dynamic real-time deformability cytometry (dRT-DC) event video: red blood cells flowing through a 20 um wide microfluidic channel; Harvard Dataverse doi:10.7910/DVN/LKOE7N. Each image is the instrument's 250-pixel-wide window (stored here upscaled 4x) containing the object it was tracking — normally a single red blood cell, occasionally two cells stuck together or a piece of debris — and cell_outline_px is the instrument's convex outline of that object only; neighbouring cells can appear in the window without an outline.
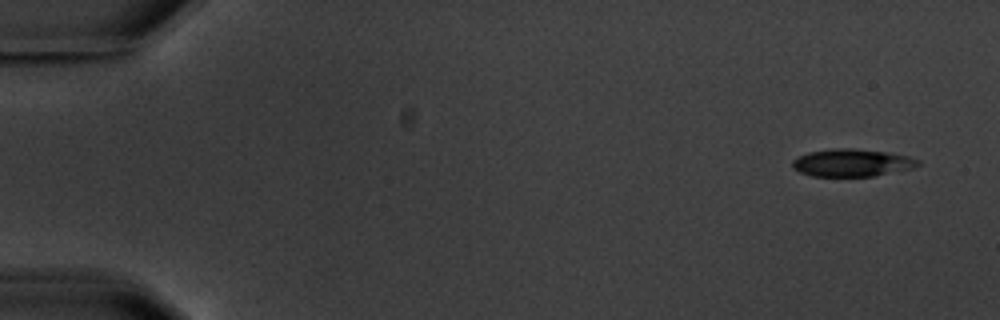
{"species": "common noctule bat (a hibernating species)", "species_latin": "Nyctalus noctula", "temperature_condition": "warm", "stored_images_in_passage": 6, "segment_of_instrument_passage": [1, 2], "camera_frame_rate_fps": 3000, "um_per_image_px": 0.085, "animal": {"sex": "male", "body_mass_g": 20.1, "forearm_length_mm": 53.5}, "frame": {"image": 1, "passage_image": 1, "time_ms": 0.0, "image_size_px": [1000, 320], "cell_outline_px": [[920, 164], [912, 168], [872, 176], [812, 176], [800, 172], [792, 168], [792, 160], [808, 152], [840, 148], [852, 148], [884, 152], [908, 156], [920, 160]], "centroid_in_image_um": [72.39, 13.84], "position_along_channel_um": 12.6, "area_um2": 19.88}}
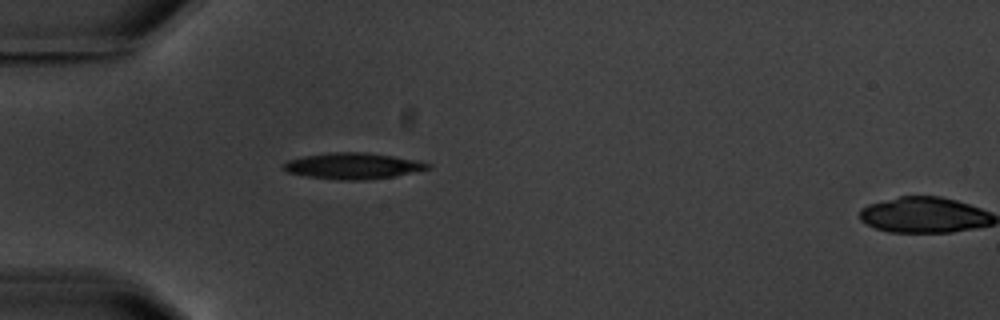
{"frame": {"image": 2, "passage_image": 5, "time_ms": 4.667, "image_size_px": [1000, 320], "cell_outline_px": [[432, 168], [392, 176], [364, 180], [340, 180], [308, 176], [288, 172], [280, 168], [288, 160], [300, 156], [328, 152], [368, 152], [420, 160], [432, 164]], "centroid_in_image_um": [30.0, 14.08], "position_along_channel_um": 55.0, "area_um2": 22.14}}